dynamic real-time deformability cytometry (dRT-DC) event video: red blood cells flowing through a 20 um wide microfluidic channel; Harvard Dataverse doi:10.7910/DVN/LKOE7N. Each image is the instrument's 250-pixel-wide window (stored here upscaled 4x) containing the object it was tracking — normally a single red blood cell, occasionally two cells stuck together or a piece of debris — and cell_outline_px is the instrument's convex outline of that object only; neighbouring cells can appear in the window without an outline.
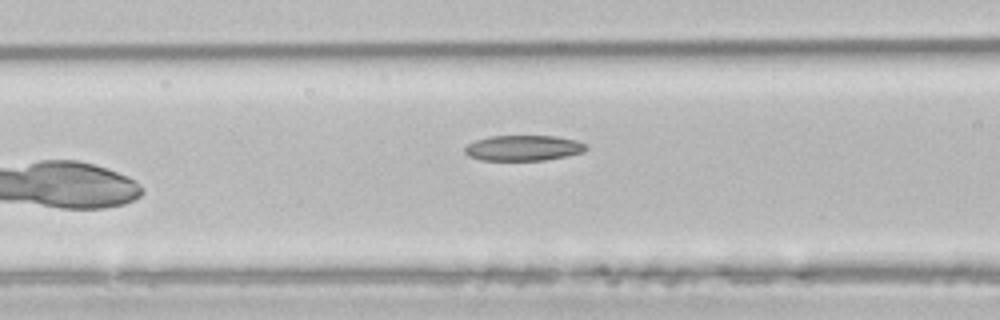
{"species": "common noctule bat (a hibernating species)", "species_latin": "Nyctalus noctula", "temperature_condition": "room temperature", "stored_images_in_passage": 5, "camera_frame_rate_fps": 3000, "um_per_image_px": 0.085, "animal": {"sex": "male", "body_mass_g": 21.5, "forearm_length_mm": 52.0}, "frame": {"image": 1, "passage_image": 5, "time_ms": 6.333, "image_size_px": [1000, 320], "cell_outline_px": [[588, 148], [584, 152], [568, 156], [544, 160], [480, 160], [468, 156], [464, 152], [464, 148], [468, 144], [476, 140], [488, 136], [556, 136], [576, 140], [584, 144]], "centroid_in_image_um": [44.48, 12.58], "position_along_channel_um": 122.1, "area_um2": 18.09}}